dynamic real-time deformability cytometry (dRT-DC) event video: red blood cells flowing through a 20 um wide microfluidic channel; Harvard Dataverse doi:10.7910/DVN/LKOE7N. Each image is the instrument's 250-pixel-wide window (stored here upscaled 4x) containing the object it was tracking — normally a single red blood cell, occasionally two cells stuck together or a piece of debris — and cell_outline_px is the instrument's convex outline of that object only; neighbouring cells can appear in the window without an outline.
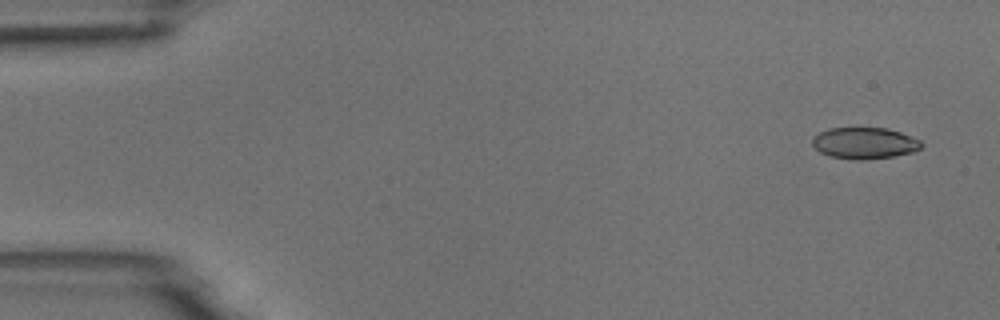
{"species": "common noctule bat (a hibernating species)", "species_latin": "Nyctalus noctula", "temperature_condition": "room temperature", "stored_images_in_passage": 6, "camera_frame_rate_fps": 3000, "um_per_image_px": 0.085, "animal": {"sex": "male", "body_mass_g": 18.8}, "frame": {"image": 1, "passage_image": 1, "time_ms": 0.0, "image_size_px": [1000, 320], "cell_outline_px": [[924, 144], [920, 148], [912, 152], [892, 156], [864, 160], [856, 160], [828, 156], [820, 152], [812, 144], [812, 136], [828, 128], [888, 128], [900, 132], [920, 140]], "centroid_in_image_um": [73.46, 12.16], "position_along_channel_um": 11.5, "area_um2": 20.0}}
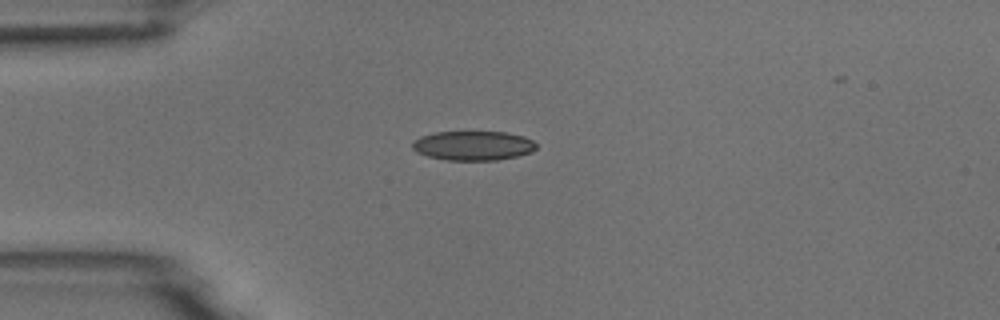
{"frame": {"image": 2, "passage_image": 4, "time_ms": 3.667, "image_size_px": [1000, 320], "cell_outline_px": [[536, 148], [532, 152], [516, 156], [496, 160], [448, 160], [428, 156], [416, 152], [412, 148], [412, 140], [420, 136], [436, 132], [508, 132], [524, 136], [532, 140], [536, 144]], "centroid_in_image_um": [40.2, 12.37], "position_along_channel_um": 44.8, "area_um2": 21.27}}